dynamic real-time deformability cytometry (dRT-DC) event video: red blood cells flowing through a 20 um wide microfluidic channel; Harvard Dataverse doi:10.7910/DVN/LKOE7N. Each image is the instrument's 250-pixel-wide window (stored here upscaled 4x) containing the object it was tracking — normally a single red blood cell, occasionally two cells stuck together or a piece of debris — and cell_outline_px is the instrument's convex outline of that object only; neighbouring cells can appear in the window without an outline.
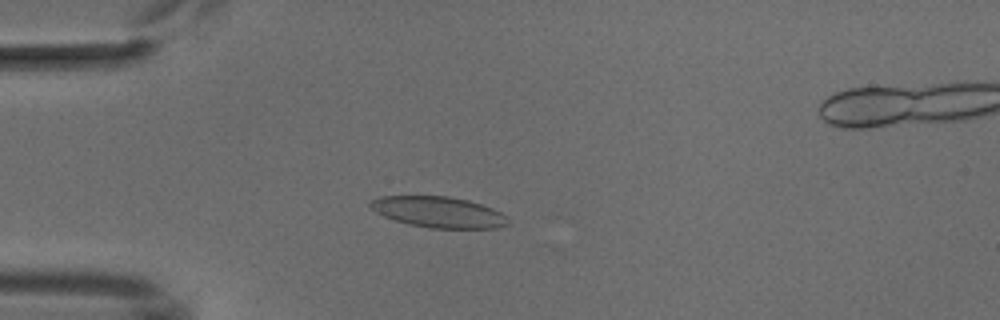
{"species": "common noctule bat (a hibernating species)", "species_latin": "Nyctalus noctula", "temperature_condition": "cold", "stored_images_in_passage": 4, "camera_frame_rate_fps": 3000, "um_per_image_px": 0.085, "animal": {"sex": "male", "body_mass_g": 18.8}, "frame": {"image": 1, "passage_image": 4, "time_ms": 3.333, "image_size_px": [1000, 320], "cell_outline_px": [[508, 224], [496, 228], [432, 228], [412, 224], [396, 220], [384, 216], [376, 212], [368, 204], [368, 200], [380, 196], [448, 196], [468, 200], [492, 208], [508, 216]], "centroid_in_image_um": [37.27, 18.01], "position_along_channel_um": 47.7, "area_um2": 24.68}}